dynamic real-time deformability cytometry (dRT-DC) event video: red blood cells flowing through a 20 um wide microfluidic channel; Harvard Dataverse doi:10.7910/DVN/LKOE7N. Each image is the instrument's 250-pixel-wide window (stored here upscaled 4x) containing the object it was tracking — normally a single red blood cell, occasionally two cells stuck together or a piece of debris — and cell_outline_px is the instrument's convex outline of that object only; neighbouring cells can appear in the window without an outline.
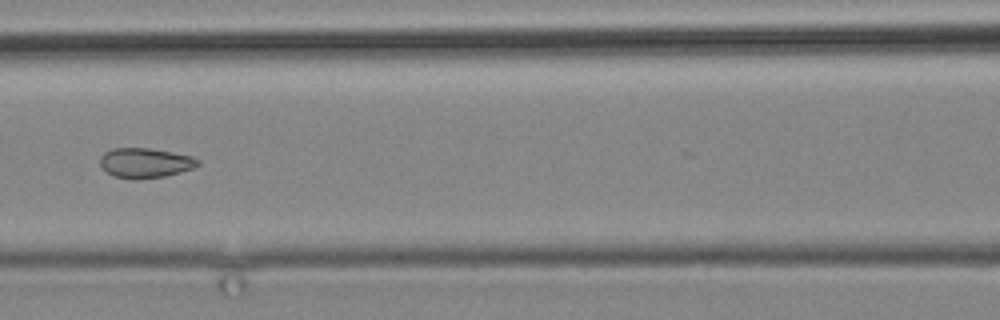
{"species": "common noctule bat (a hibernating species)", "species_latin": "Nyctalus noctula", "temperature_condition": "cold", "stored_images_in_passage": 12, "camera_frame_rate_fps": 3000, "um_per_image_px": 0.085, "animal": {"sex": "male", "body_mass_g": 19.2, "forearm_length_mm": 51.8}, "frame": {"image": 1, "passage_image": 11, "time_ms": 12.667, "image_size_px": [1000, 320], "cell_outline_px": [[200, 164], [192, 168], [180, 172], [164, 176], [112, 176], [100, 164], [100, 156], [104, 152], [112, 148], [148, 148], [192, 156], [200, 160]], "centroid_in_image_um": [12.35, 13.79], "position_along_channel_um": 154.2, "area_um2": 16.24}}